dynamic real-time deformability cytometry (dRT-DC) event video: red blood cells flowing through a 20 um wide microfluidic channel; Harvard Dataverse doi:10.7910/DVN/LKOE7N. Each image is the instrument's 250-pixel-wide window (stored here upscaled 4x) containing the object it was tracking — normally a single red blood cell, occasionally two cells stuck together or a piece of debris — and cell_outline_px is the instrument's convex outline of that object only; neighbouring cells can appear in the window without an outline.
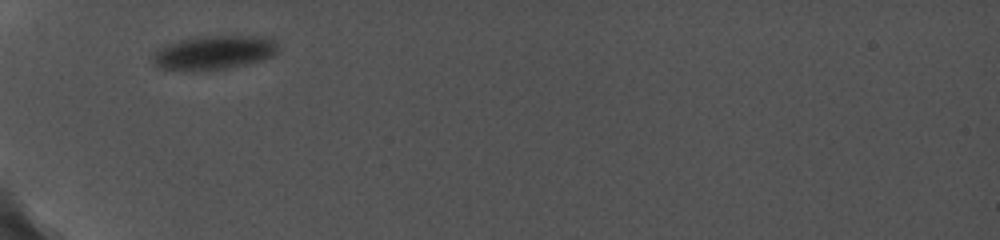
{"species": "common noctule bat (a hibernating species)", "species_latin": "Nyctalus noctula", "temperature_condition": "cold", "stored_images_in_passage": 5, "camera_frame_rate_fps": 5000, "um_per_image_px": 0.085, "animal": {"sex": "female", "body_mass_g": 19.0, "forearm_length_mm": 56.7}, "frame": {"image": 1, "passage_image": 1, "time_ms": 0.0, "image_size_px": [1000, 240], "cell_outline_px": [[280, 52], [276, 56], [264, 60], [248, 64], [228, 68], [196, 72], [184, 72], [156, 68], [152, 64], [152, 60], [156, 52], [164, 44], [176, 40], [200, 36], [260, 36], [276, 40]], "centroid_in_image_um": [18.18, 4.49], "position_along_channel_um": 66.8, "area_um2": 25.84}}